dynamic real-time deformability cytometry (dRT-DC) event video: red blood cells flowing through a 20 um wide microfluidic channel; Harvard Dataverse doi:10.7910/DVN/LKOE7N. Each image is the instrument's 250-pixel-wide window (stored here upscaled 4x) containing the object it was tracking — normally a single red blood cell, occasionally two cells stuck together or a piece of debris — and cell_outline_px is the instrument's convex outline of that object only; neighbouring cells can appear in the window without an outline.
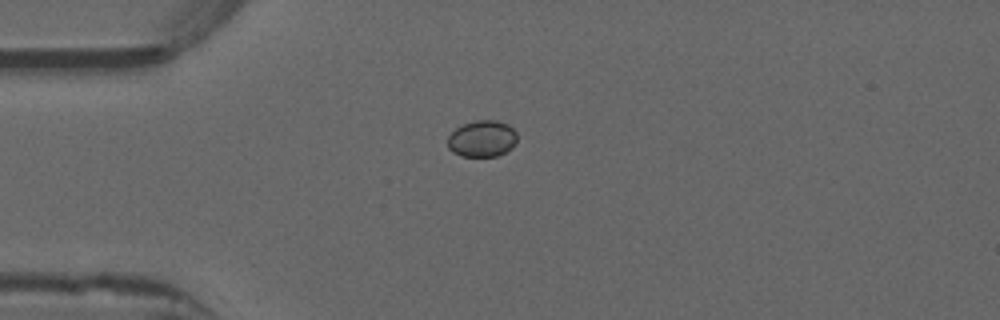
{"species": "common noctule bat (a hibernating species)", "species_latin": "Nyctalus noctula", "temperature_condition": "warm", "stored_images_in_passage": 40, "camera_frame_rate_fps": 3000, "um_per_image_px": 0.085, "animal": {"sex": "male", "forearm_length_mm": 52.5}, "frame": {"image": 1, "passage_image": 1, "time_ms": 0.0, "image_size_px": [1000, 320], "cell_outline_px": [[516, 144], [512, 148], [496, 156], [460, 156], [452, 152], [448, 148], [448, 136], [456, 128], [464, 124], [476, 120], [496, 120], [508, 124], [516, 132]], "centroid_in_image_um": [40.98, 11.79], "position_along_channel_um": 44.0, "area_um2": 14.8}}
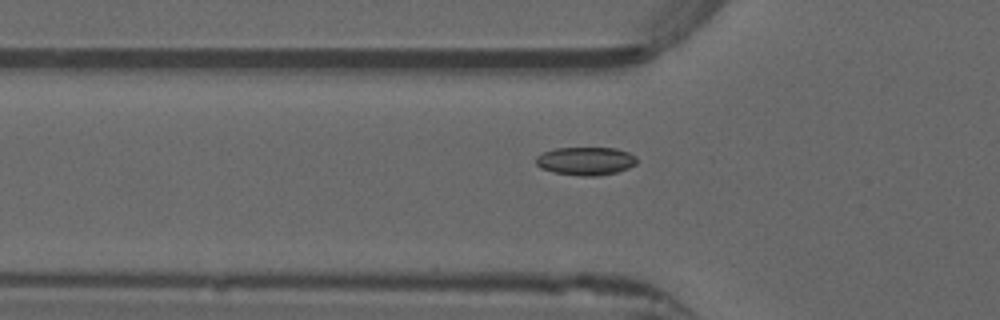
{"frame": {"image": 2, "passage_image": 5, "time_ms": 1.333, "image_size_px": [1000, 320], "cell_outline_px": [[636, 164], [628, 168], [616, 172], [600, 176], [580, 176], [552, 172], [540, 168], [536, 164], [536, 156], [544, 152], [556, 148], [616, 148], [628, 152], [636, 156]], "centroid_in_image_um": [49.78, 13.69], "position_along_channel_um": 76.0, "area_um2": 16.65}}
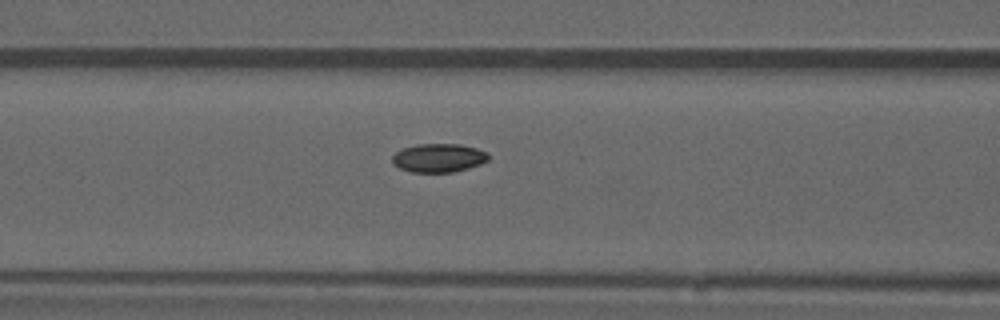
{"frame": {"image": 3, "passage_image": 9, "time_ms": 2.667, "image_size_px": [1000, 320], "cell_outline_px": [[488, 160], [480, 164], [468, 168], [452, 172], [412, 172], [400, 168], [392, 164], [392, 156], [396, 152], [404, 148], [416, 144], [460, 144], [476, 148], [488, 152]], "centroid_in_image_um": [37.27, 13.42], "position_along_channel_um": 129.3, "area_um2": 16.01}, "authors_computed_cell_mechanics": {"area_um2": 16.1551, "velocity_mm_per_s": 3.9463, "shape_relaxation_time_tau1_ms": 4.3854, "shape_relaxation_time_tau2_ms": 3.5783, "deformation_change_tau1": 0.0733, "deformation_change_tau2": 0.068}}